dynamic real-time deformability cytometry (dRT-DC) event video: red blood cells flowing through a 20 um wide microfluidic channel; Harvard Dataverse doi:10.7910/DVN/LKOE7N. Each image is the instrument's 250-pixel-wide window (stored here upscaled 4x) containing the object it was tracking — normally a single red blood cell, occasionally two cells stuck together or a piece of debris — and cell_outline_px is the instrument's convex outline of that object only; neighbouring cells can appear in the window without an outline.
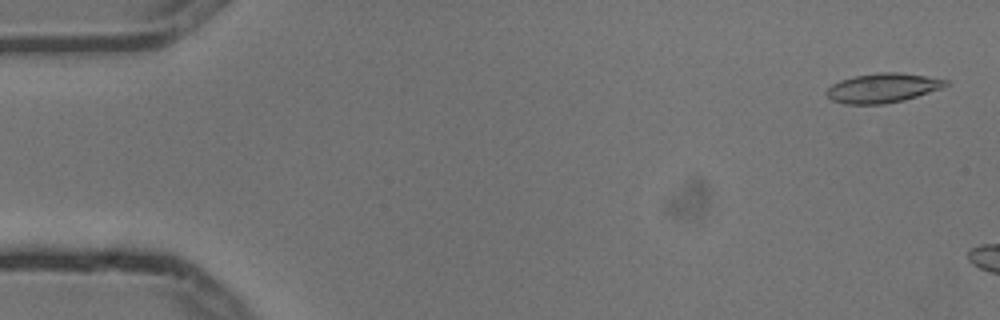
{"species": "common noctule bat (a hibernating species)", "species_latin": "Nyctalus noctula", "temperature_condition": "cold", "stored_images_in_passage": 3, "camera_frame_rate_fps": 3000, "um_per_image_px": 0.085, "animal": {"sex": "male", "body_mass_g": 13.3}, "frame": {"image": 1, "passage_image": 1, "time_ms": 0.0, "image_size_px": [1000, 320], "cell_outline_px": [[948, 84], [940, 88], [904, 100], [884, 104], [844, 104], [832, 100], [824, 92], [832, 84], [840, 80], [856, 76], [880, 72], [900, 72], [948, 80]], "centroid_in_image_um": [74.98, 7.48], "position_along_channel_um": 10.0, "area_um2": 20.17}}